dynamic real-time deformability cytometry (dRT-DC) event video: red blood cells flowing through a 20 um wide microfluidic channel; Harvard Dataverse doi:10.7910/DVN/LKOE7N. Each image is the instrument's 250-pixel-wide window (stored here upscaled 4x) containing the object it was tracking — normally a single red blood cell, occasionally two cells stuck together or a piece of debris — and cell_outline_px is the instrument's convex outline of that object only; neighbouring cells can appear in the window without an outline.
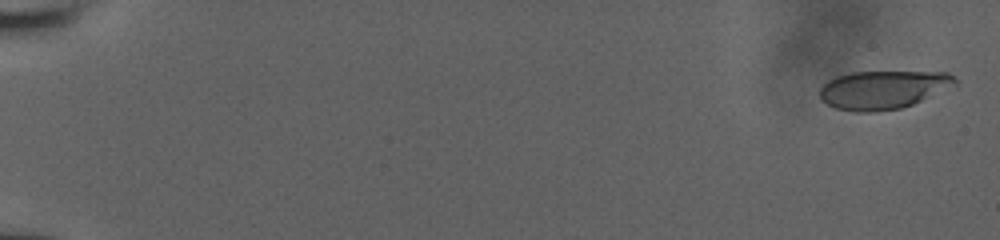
{"species": "human", "species_latin": "Homo sapiens", "temperature_condition": "room temperature", "stored_images_in_passage": 17, "camera_frame_rate_fps": 3000, "um_per_image_px": 0.085, "donor": {"sex": "male"}, "frame": {"image": 1, "passage_image": 1, "time_ms": 0.0, "image_size_px": [1000, 240], "cell_outline_px": [[960, 84], [912, 104], [900, 108], [872, 112], [856, 112], [836, 108], [820, 100], [820, 88], [828, 80], [836, 76], [852, 72], [948, 72]], "centroid_in_image_um": [75.07, 7.62], "position_along_channel_um": 9.9, "area_um2": 30.29}}
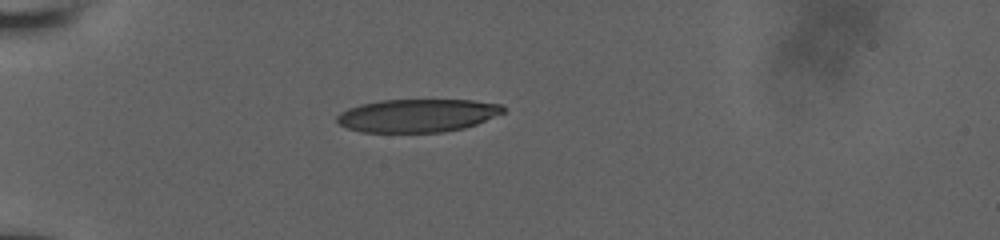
{"frame": {"image": 2, "passage_image": 12, "time_ms": 5.667, "image_size_px": [1000, 240], "cell_outline_px": [[504, 112], [476, 124], [464, 128], [444, 132], [364, 132], [348, 128], [340, 124], [336, 120], [336, 116], [340, 112], [348, 108], [360, 104], [380, 100], [472, 100], [504, 104]], "centroid_in_image_um": [35.48, 9.81], "position_along_channel_um": 49.5, "area_um2": 32.08}}
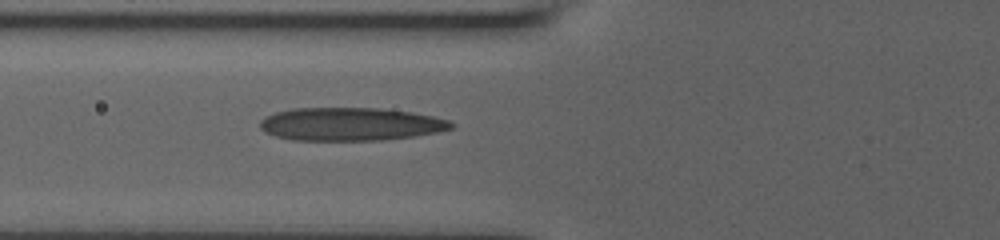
{"frame": {"image": 3, "passage_image": 17, "time_ms": 7.667, "image_size_px": [1000, 240], "cell_outline_px": [[452, 128], [436, 132], [416, 136], [380, 140], [292, 140], [276, 136], [264, 132], [260, 128], [260, 120], [276, 112], [292, 108], [380, 108], [412, 112], [432, 116], [448, 120], [452, 124]], "centroid_in_image_um": [29.76, 10.55], "position_along_channel_um": 96.0, "area_um2": 36.76}}